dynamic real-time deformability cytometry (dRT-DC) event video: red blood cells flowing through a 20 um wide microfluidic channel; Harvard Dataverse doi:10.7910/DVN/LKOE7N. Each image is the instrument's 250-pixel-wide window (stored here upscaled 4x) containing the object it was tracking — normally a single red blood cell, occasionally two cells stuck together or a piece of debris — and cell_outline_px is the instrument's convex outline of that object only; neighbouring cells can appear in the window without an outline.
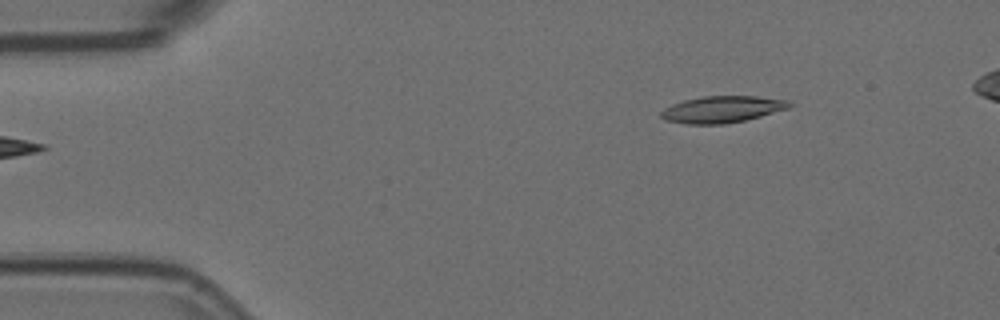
{"species": "Egyptian fruit bat (a non-hibernating species)", "species_latin": "Rousettus aegyptiacus", "temperature_condition": "room temperature", "stored_images_in_passage": 2, "camera_frame_rate_fps": 3000, "um_per_image_px": 0.085, "animal": {"sex": "female"}, "frame": {"image": 1, "passage_image": 2, "time_ms": 0.333, "image_size_px": [1000, 320], "cell_outline_px": [[792, 104], [788, 108], [760, 116], [744, 120], [724, 124], [684, 124], [664, 120], [660, 116], [660, 112], [664, 108], [672, 104], [684, 100], [704, 96], [756, 96], [788, 100]], "centroid_in_image_um": [61.33, 9.29], "position_along_channel_um": 23.7, "area_um2": 19.88}}